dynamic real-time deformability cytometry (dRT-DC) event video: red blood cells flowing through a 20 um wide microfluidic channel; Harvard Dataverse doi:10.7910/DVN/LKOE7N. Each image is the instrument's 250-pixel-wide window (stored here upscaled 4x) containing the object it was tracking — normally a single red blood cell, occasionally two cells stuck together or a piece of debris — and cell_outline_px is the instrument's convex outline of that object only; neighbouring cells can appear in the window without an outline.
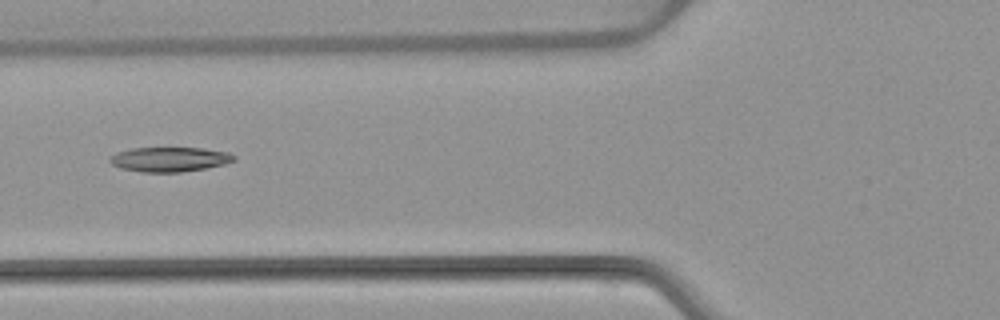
{"species": "common noctule bat (a hibernating species)", "species_latin": "Nyctalus noctula", "temperature_condition": "warm", "stored_images_in_passage": 5, "camera_frame_rate_fps": 3000, "um_per_image_px": 0.085, "animal": {"sex": "female", "body_mass_g": 22.7, "forearm_length_mm": 54.2}, "frame": {"image": 1, "passage_image": 5, "time_ms": 5.0, "image_size_px": [1000, 320], "cell_outline_px": [[236, 160], [224, 164], [204, 168], [180, 172], [140, 172], [120, 168], [112, 164], [108, 160], [116, 152], [132, 148], [204, 148], [228, 152], [236, 156]], "centroid_in_image_um": [14.41, 13.54], "position_along_channel_um": 111.4, "area_um2": 17.8}}